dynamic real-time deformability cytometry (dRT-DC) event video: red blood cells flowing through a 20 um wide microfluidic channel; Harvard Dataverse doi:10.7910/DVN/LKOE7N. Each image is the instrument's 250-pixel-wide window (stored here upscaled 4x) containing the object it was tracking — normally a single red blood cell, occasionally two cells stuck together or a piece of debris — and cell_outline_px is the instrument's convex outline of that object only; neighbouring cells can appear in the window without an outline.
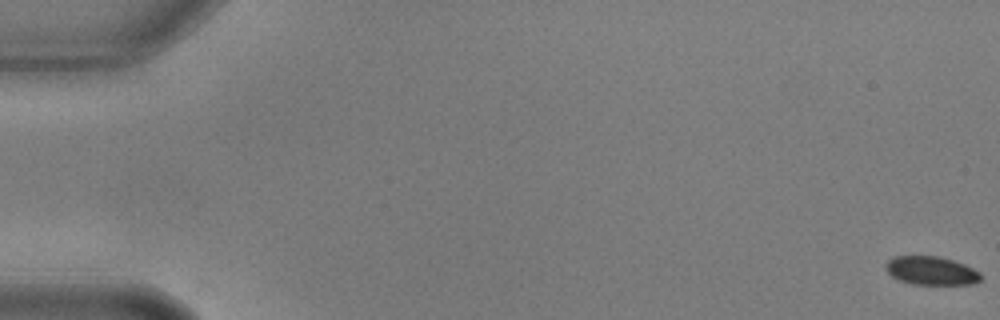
{"species": "common noctule bat (a hibernating species)", "species_latin": "Nyctalus noctula", "temperature_condition": "warm", "stored_images_in_passage": 18, "camera_frame_rate_fps": 3000, "um_per_image_px": 0.085, "animal": {"sex": "male", "body_mass_g": 17.9, "forearm_length_mm": 54.2}, "frame": {"image": 1, "passage_image": 1, "time_ms": 0.0, "image_size_px": [1000, 320], "cell_outline_px": [[980, 280], [972, 284], [912, 284], [900, 280], [892, 276], [884, 268], [884, 264], [888, 260], [896, 256], [936, 256], [952, 260], [964, 264], [980, 272]], "centroid_in_image_um": [79.12, 23.0], "position_along_channel_um": 5.9, "area_um2": 15.66}}
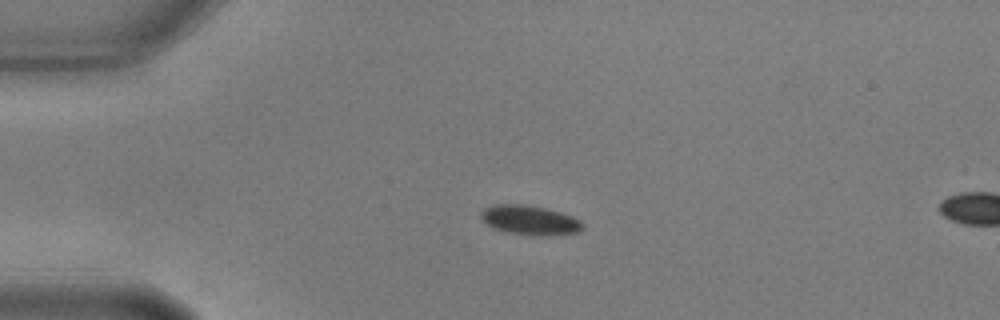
{"frame": {"image": 2, "passage_image": 15, "time_ms": 4.667, "image_size_px": [1000, 320], "cell_outline_px": [[584, 228], [576, 232], [552, 236], [548, 236], [504, 232], [492, 228], [480, 216], [480, 212], [484, 208], [492, 204], [524, 204], [544, 208], [560, 212], [572, 216], [580, 220], [584, 224]], "centroid_in_image_um": [45.03, 18.71], "position_along_channel_um": 40.0, "area_um2": 17.51}}